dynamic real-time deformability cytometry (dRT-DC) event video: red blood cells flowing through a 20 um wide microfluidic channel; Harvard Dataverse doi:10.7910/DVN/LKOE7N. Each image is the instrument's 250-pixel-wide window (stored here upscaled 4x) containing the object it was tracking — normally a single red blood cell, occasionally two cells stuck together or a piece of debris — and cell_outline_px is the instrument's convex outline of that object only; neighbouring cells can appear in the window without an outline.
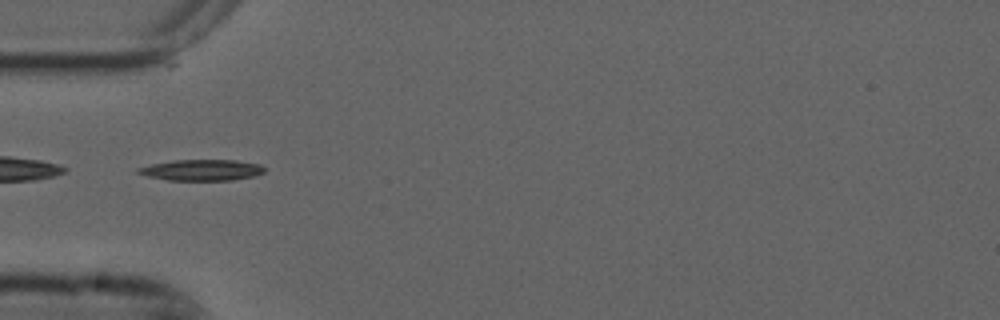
{"species": "common noctule bat (a hibernating species)", "species_latin": "Nyctalus noctula", "temperature_condition": "cold", "stored_images_in_passage": 53, "segment_of_instrument_passage": [2, 2], "camera_frame_rate_fps": 3000, "um_per_image_px": 0.085, "animal": {"sex": "male", "forearm_length_mm": 52.5}, "frame": {"image": 1, "passage_image": 17, "time_ms": 5.333, "image_size_px": [1000, 320], "cell_outline_px": [[264, 172], [256, 176], [232, 180], [168, 180], [148, 176], [136, 172], [136, 168], [152, 164], [172, 160], [236, 160], [260, 164], [264, 168]], "centroid_in_image_um": [17.16, 14.45], "position_along_channel_um": 67.8, "area_um2": 15.49}}
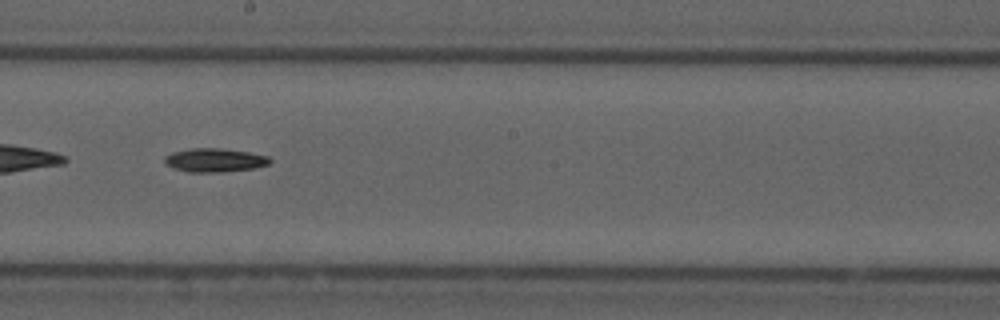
{"frame": {"image": 2, "passage_image": 30, "time_ms": 9.667, "image_size_px": [1000, 320], "cell_outline_px": [[272, 160], [268, 164], [256, 168], [224, 172], [188, 172], [172, 168], [164, 164], [164, 156], [172, 152], [192, 148], [220, 148], [248, 152], [268, 156]], "centroid_in_image_um": [18.22, 13.62], "position_along_channel_um": 230.0, "area_um2": 14.68}}
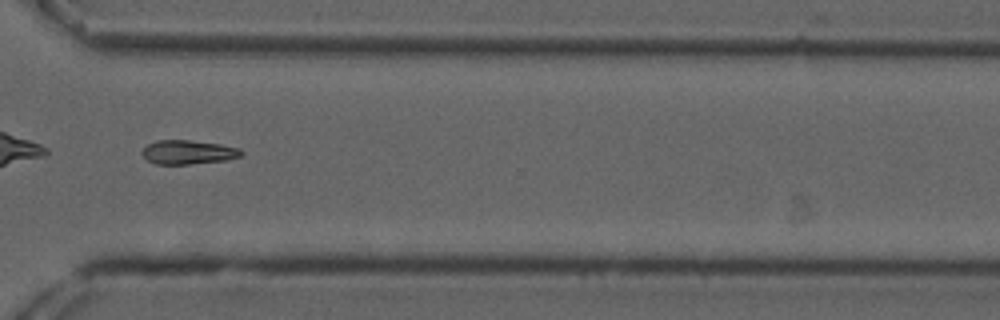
{"frame": {"image": 3, "passage_image": 40, "time_ms": 13.0, "image_size_px": [1000, 320], "cell_outline_px": [[244, 152], [240, 156], [224, 160], [188, 164], [156, 164], [148, 160], [140, 152], [148, 144], [156, 140], [188, 140], [220, 144], [240, 148]], "centroid_in_image_um": [15.98, 12.93], "position_along_channel_um": 354.6, "area_um2": 13.76}}